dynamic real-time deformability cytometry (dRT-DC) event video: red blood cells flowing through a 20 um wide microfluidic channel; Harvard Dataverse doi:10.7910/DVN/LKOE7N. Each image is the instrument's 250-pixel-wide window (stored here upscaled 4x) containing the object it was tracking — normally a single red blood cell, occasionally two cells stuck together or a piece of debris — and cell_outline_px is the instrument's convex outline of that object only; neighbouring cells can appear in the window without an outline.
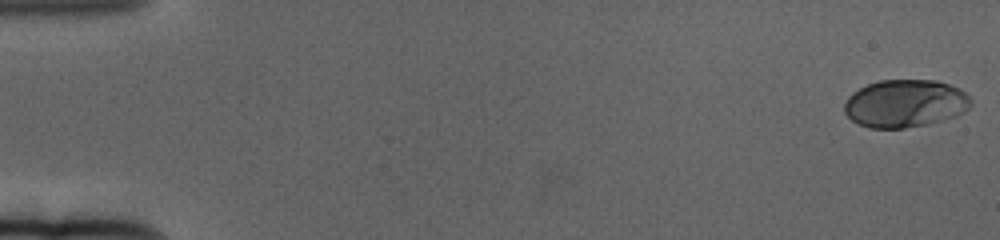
{"species": "human", "species_latin": "Homo sapiens", "temperature_condition": "cold", "stored_images_in_passage": 61, "camera_frame_rate_fps": 3000, "um_per_image_px": 0.085, "donor": {"sex": "female"}, "frame": {"image": 1, "passage_image": 1, "time_ms": 0.0, "image_size_px": [1000, 240], "cell_outline_px": [[972, 104], [964, 112], [956, 116], [944, 120], [928, 124], [904, 128], [868, 128], [852, 120], [844, 112], [844, 104], [848, 96], [852, 92], [868, 84], [880, 80], [936, 80], [960, 88], [972, 100]], "centroid_in_image_um": [76.94, 8.79], "position_along_channel_um": 8.1, "area_um2": 35.37}}
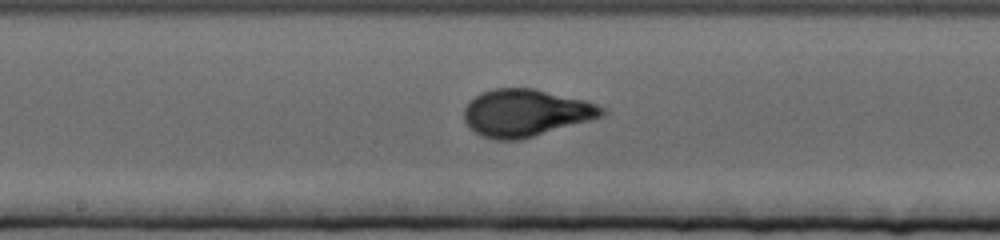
{"frame": {"image": 2, "passage_image": 33, "time_ms": 10.667, "image_size_px": [1000, 240], "cell_outline_px": [[608, 112], [604, 116], [520, 140], [496, 140], [484, 136], [468, 128], [464, 120], [464, 108], [480, 92], [492, 88], [536, 88], [584, 100], [596, 104], [604, 108]], "centroid_in_image_um": [44.69, 9.59], "position_along_channel_um": 203.5, "area_um2": 37.97}}
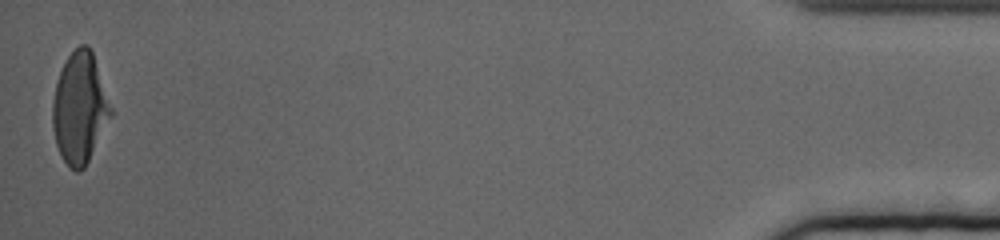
{"frame": {"image": 3, "passage_image": 61, "time_ms": 20.0, "image_size_px": [1000, 240], "cell_outline_px": [[112, 116], [84, 168], [80, 172], [76, 172], [60, 156], [56, 144], [52, 124], [52, 100], [56, 84], [60, 72], [68, 56], [80, 44], [88, 44], [92, 52], [112, 108]], "centroid_in_image_um": [6.77, 9.2], "position_along_channel_um": 428.4, "area_um2": 37.34}, "authors_computed_cell_mechanics": {"area_um2": 36.1828, "velocity_mm_per_s": 3.3231, "shape_relaxation_time_tau1_ms": 3.5885, "shape_relaxation_time_tau2_ms": null, "deformation_change_tau1": 0.1828, "deformation_change_tau2": null}}